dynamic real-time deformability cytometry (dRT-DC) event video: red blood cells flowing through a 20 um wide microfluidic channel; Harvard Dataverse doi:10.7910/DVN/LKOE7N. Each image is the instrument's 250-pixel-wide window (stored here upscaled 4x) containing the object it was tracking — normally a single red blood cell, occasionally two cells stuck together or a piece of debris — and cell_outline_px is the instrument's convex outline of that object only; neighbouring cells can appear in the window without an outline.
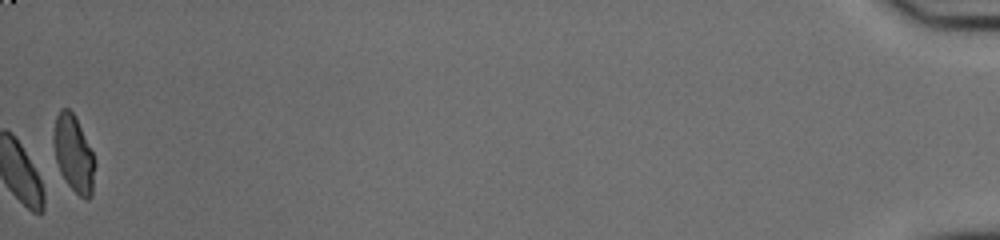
{"species": "common noctule bat (a hibernating species)", "species_latin": "Nyctalus noctula", "temperature_condition": "cold", "stored_images_in_passage": 48, "camera_frame_rate_fps": 3000, "um_per_image_px": 0.085, "animal": {"sex": "male", "body_mass_g": 20.0, "forearm_length_mm": 53.3}, "frame": {"image": 1, "passage_image": 48, "time_ms": 15.667, "image_size_px": [1000, 240], "cell_outline_px": [[96, 164], [92, 196], [88, 200], [84, 200], [64, 180], [60, 172], [56, 160], [52, 144], [52, 136], [56, 116], [60, 108], [68, 108], [72, 112], [96, 160]], "centroid_in_image_um": [6.25, 13.11], "position_along_channel_um": 428.9, "area_um2": 18.55}, "authors_computed_cell_mechanics": {"area_um2": 19.2185, "velocity_mm_per_s": 3.7771, "shape_relaxation_time_tau1_ms": 5.6186, "shape_relaxation_time_tau2_ms": 5.5871, "deformation_change_tau1": 0.1154, "deformation_change_tau2": 0.0809}}